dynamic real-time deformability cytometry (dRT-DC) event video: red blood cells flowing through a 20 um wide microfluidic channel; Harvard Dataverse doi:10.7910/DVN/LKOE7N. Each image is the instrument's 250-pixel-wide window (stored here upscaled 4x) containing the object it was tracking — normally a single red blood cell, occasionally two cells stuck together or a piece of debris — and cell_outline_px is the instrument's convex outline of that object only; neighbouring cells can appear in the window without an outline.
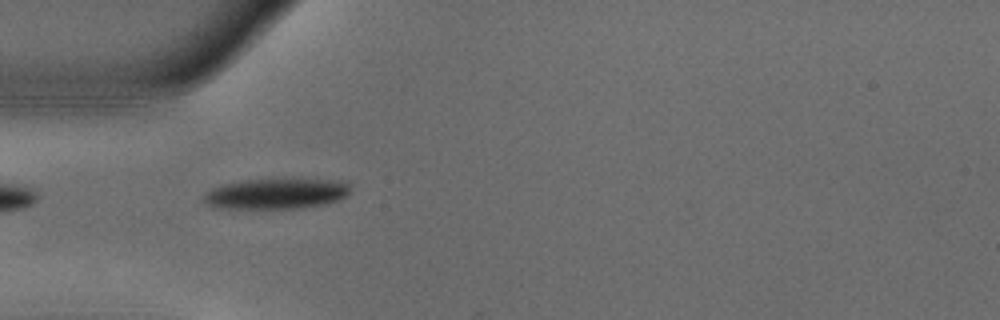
{"species": "common noctule bat (a hibernating species)", "species_latin": "Nyctalus noctula", "temperature_condition": "warm", "stored_images_in_passage": 35, "camera_frame_rate_fps": 3000, "um_per_image_px": 0.085, "animal": {"sex": "male", "body_mass_g": 18.8}, "frame": {"image": 1, "passage_image": 1, "time_ms": 0.0, "image_size_px": [1000, 320], "cell_outline_px": [[348, 192], [340, 200], [324, 204], [300, 208], [212, 208], [204, 200], [204, 196], [212, 188], [220, 184], [244, 180], [292, 176], [348, 180]], "centroid_in_image_um": [23.55, 16.4], "position_along_channel_um": 61.5, "area_um2": 27.28}}
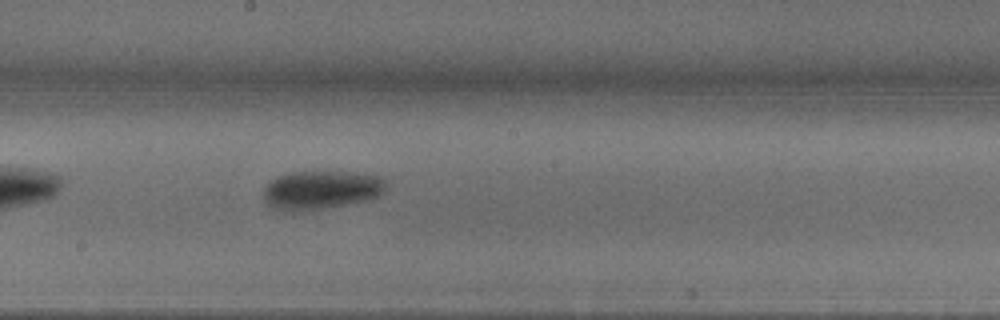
{"frame": {"image": 2, "passage_image": 14, "time_ms": 4.333, "image_size_px": [1000, 320], "cell_outline_px": [[388, 188], [384, 192], [368, 200], [324, 208], [292, 212], [272, 208], [264, 200], [264, 184], [276, 176], [292, 172], [344, 172], [380, 176], [384, 180]], "centroid_in_image_um": [27.25, 16.15], "position_along_channel_um": 220.9, "area_um2": 27.63}}
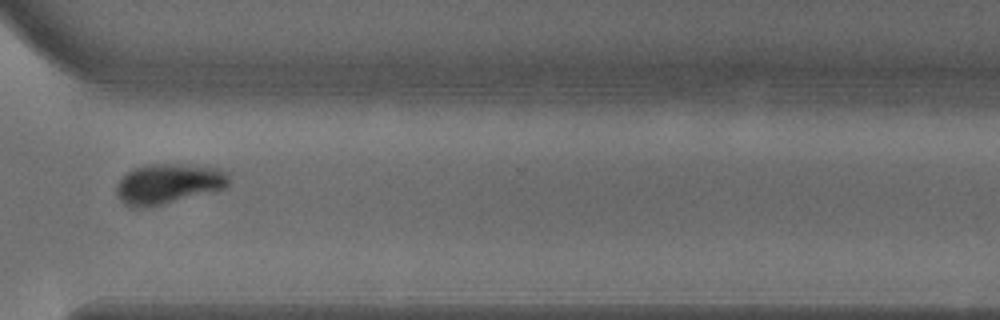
{"frame": {"image": 3, "passage_image": 25, "time_ms": 8.0, "image_size_px": [1000, 320], "cell_outline_px": [[232, 180], [224, 188], [144, 208], [128, 208], [120, 200], [116, 192], [116, 184], [132, 168], [148, 164], [176, 164], [220, 168], [228, 172]], "centroid_in_image_um": [14.29, 15.61], "position_along_channel_um": 356.3, "area_um2": 26.18}, "authors_computed_cell_mechanics": {"area_um2": 27.166, "velocity_mm_per_s": 3.6968, "shape_relaxation_time_tau1_ms": 2.2826, "shape_relaxation_time_tau2_ms": 4.1993, "deformation_change_tau1": 0.1515, "deformation_change_tau2": 0.0715}}